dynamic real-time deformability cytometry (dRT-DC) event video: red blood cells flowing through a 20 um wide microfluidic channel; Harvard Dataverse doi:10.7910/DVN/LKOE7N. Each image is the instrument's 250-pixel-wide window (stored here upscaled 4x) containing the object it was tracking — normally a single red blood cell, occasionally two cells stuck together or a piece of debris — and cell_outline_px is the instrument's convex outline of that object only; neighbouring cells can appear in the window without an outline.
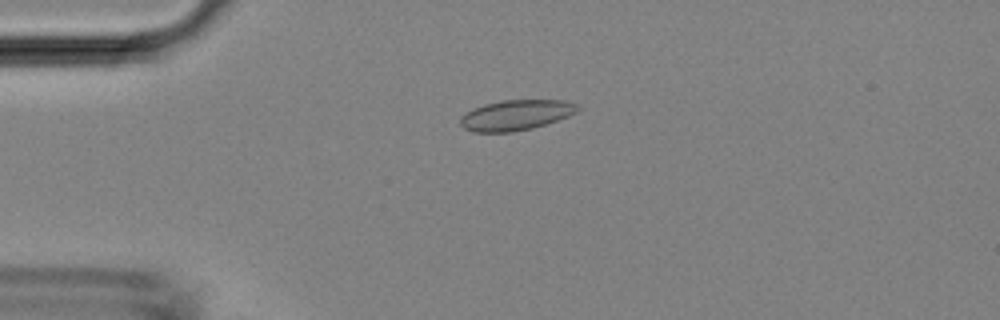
{"species": "Egyptian fruit bat (a non-hibernating species)", "species_latin": "Rousettus aegyptiacus", "temperature_condition": "room temperature", "stored_images_in_passage": 48, "camera_frame_rate_fps": 3000, "um_per_image_px": 0.085, "animal": {"sex": "female"}, "frame": {"image": 1, "passage_image": 12, "time_ms": 3.667, "image_size_px": [1000, 320], "cell_outline_px": [[580, 108], [576, 112], [568, 116], [532, 128], [512, 132], [472, 132], [464, 128], [460, 124], [460, 116], [472, 108], [484, 104], [500, 100], [564, 100], [580, 104]], "centroid_in_image_um": [43.83, 9.77], "position_along_channel_um": 41.2, "area_um2": 20.87}}
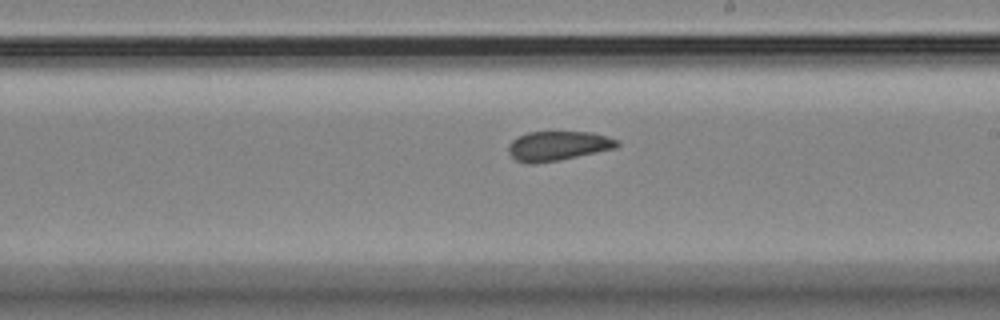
{"frame": {"image": 2, "passage_image": 28, "time_ms": 9.0, "image_size_px": [1000, 320], "cell_outline_px": [[620, 144], [616, 148], [560, 160], [536, 164], [524, 164], [516, 160], [508, 152], [508, 144], [516, 136], [528, 132], [592, 132], [620, 140]], "centroid_in_image_um": [47.4, 12.4], "position_along_channel_um": 241.6, "area_um2": 18.96}}
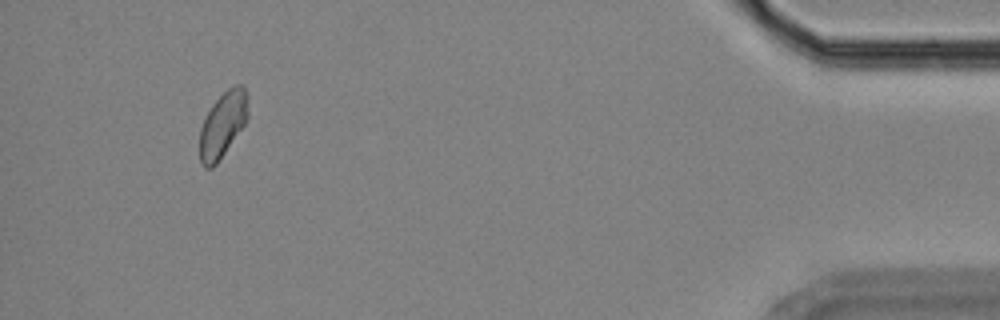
{"frame": {"image": 3, "passage_image": 45, "time_ms": 14.667, "image_size_px": [1000, 320], "cell_outline_px": [[248, 120], [216, 164], [212, 168], [204, 168], [200, 164], [200, 128], [212, 104], [228, 88], [236, 84], [244, 84], [248, 96]], "centroid_in_image_um": [18.96, 10.57], "position_along_channel_um": 416.2, "area_um2": 18.55}}